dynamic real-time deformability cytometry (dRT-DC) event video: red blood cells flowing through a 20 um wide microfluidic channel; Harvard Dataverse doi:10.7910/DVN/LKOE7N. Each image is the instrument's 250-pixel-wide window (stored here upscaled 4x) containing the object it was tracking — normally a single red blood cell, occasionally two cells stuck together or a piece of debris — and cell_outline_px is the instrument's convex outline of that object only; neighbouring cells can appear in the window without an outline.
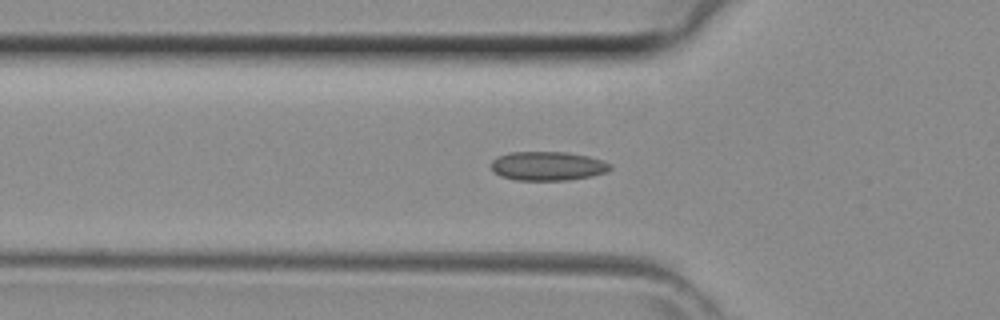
{"species": "common noctule bat (a hibernating species)", "species_latin": "Nyctalus noctula", "temperature_condition": "room temperature", "stored_images_in_passage": 42, "camera_frame_rate_fps": 3000, "um_per_image_px": 0.085, "animal": {"sex": "female", "body_mass_g": 29.2, "forearm_length_mm": 56.3}, "frame": {"image": 1, "passage_image": 13, "time_ms": 4.0, "image_size_px": [1000, 320], "cell_outline_px": [[612, 168], [608, 172], [592, 176], [568, 180], [516, 180], [500, 176], [492, 172], [492, 160], [496, 156], [508, 152], [568, 152], [588, 156], [604, 160], [612, 164]], "centroid_in_image_um": [46.57, 14.11], "position_along_channel_um": 79.2, "area_um2": 20.46}}
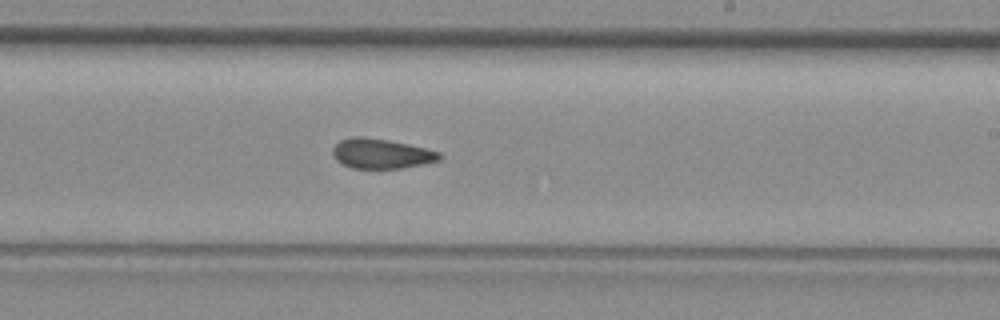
{"frame": {"image": 2, "passage_image": 24, "time_ms": 7.667, "image_size_px": [1000, 320], "cell_outline_px": [[440, 160], [400, 168], [352, 168], [336, 160], [332, 152], [332, 148], [340, 140], [352, 136], [364, 136], [388, 140], [408, 144], [440, 152]], "centroid_in_image_um": [32.36, 13.04], "position_along_channel_um": 256.6, "area_um2": 18.38}}
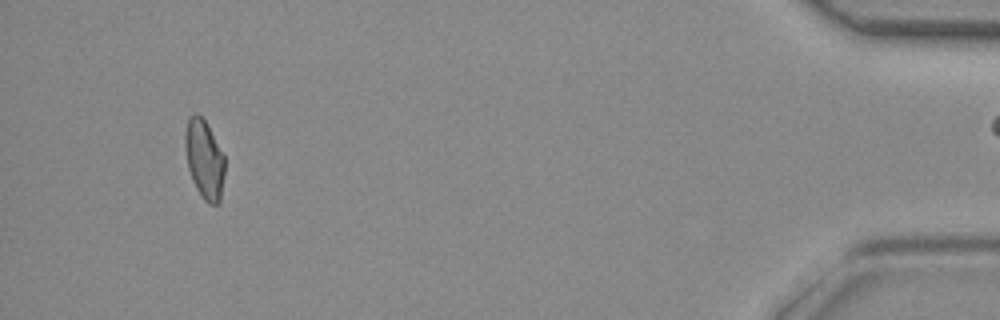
{"frame": {"image": 3, "passage_image": 39, "time_ms": 12.667, "image_size_px": [1000, 320], "cell_outline_px": [[224, 176], [220, 204], [208, 204], [204, 200], [196, 188], [192, 180], [188, 168], [184, 144], [184, 136], [188, 120], [196, 112], [204, 120], [224, 156]], "centroid_in_image_um": [17.36, 13.6], "position_along_channel_um": 417.8, "area_um2": 18.03}}